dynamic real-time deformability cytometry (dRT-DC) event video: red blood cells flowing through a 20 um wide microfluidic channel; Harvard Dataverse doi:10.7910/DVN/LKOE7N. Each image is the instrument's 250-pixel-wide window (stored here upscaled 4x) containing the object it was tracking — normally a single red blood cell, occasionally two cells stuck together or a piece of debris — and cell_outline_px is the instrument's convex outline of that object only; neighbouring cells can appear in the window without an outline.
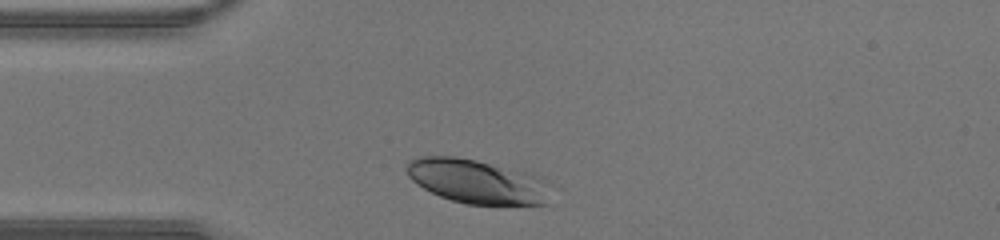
{"species": "human", "species_latin": "Homo sapiens", "temperature_condition": "warm", "stored_images_in_passage": 26, "camera_frame_rate_fps": 3000, "um_per_image_px": 0.085, "donor": {"sex": "male"}, "frame": {"image": 1, "passage_image": 2, "time_ms": 0.333, "image_size_px": [1000, 240], "cell_outline_px": [[548, 204], [468, 204], [452, 200], [440, 196], [424, 188], [412, 180], [408, 176], [408, 160], [420, 156], [456, 156], [476, 160], [532, 172], [540, 180]], "centroid_in_image_um": [40.45, 15.39], "position_along_channel_um": 44.6, "area_um2": 36.18}}
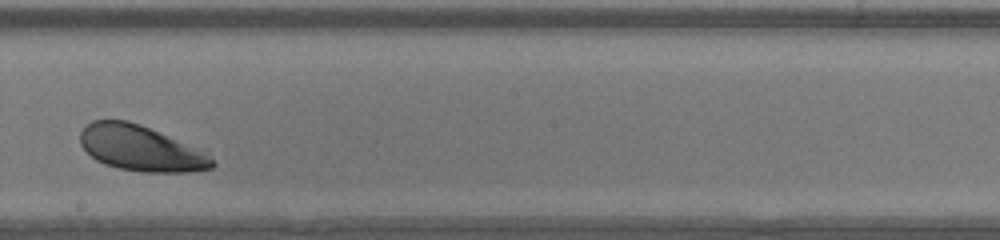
{"frame": {"image": 2, "passage_image": 16, "time_ms": 5.0, "image_size_px": [1000, 240], "cell_outline_px": [[216, 164], [212, 168], [192, 172], [140, 172], [120, 168], [104, 164], [96, 160], [80, 144], [80, 132], [92, 120], [128, 120], [140, 124], [200, 152], [208, 156]], "centroid_in_image_um": [11.87, 12.62], "position_along_channel_um": 236.3, "area_um2": 33.99}}
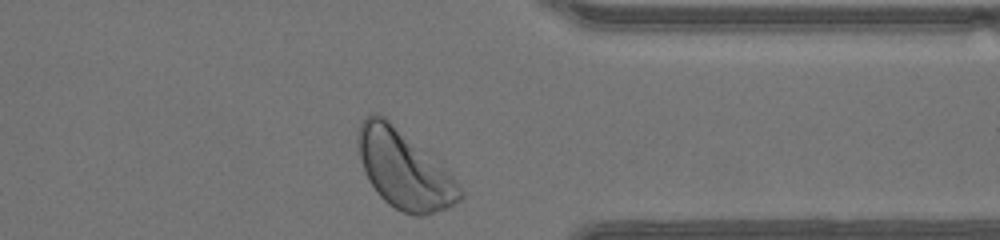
{"frame": {"image": 3, "passage_image": 26, "time_ms": 8.333, "image_size_px": [1000, 240], "cell_outline_px": [[464, 196], [460, 200], [444, 208], [424, 216], [416, 216], [404, 212], [388, 204], [376, 192], [368, 180], [364, 172], [360, 160], [356, 144], [356, 136], [360, 124], [364, 116], [372, 112], [376, 112], [384, 116], [436, 156], [452, 176], [464, 192]], "centroid_in_image_um": [34.32, 14.34], "position_along_channel_um": 377.1, "area_um2": 47.34}}